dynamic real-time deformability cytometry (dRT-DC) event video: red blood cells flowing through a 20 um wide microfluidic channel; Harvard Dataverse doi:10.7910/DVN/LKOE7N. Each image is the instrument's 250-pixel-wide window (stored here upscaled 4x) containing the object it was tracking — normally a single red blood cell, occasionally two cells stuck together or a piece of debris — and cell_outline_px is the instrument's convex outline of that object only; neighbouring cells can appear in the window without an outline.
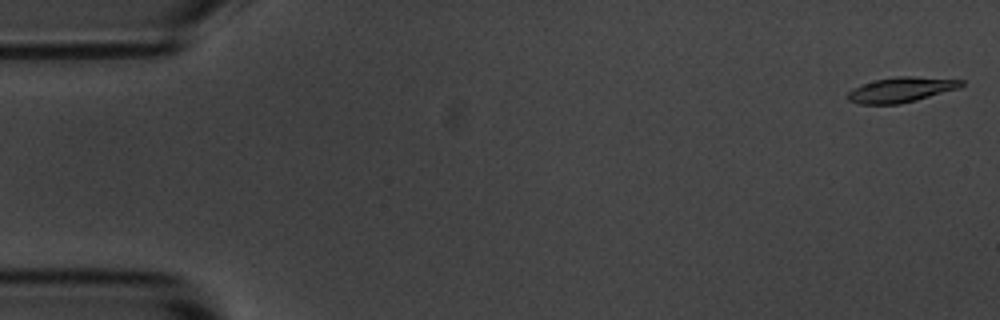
{"species": "common noctule bat (a hibernating species)", "species_latin": "Nyctalus noctula", "temperature_condition": "room temperature", "stored_images_in_passage": 55, "camera_frame_rate_fps": 3000, "um_per_image_px": 0.085, "animal": {"sex": "male", "body_mass_g": 20.1, "forearm_length_mm": 53.5}, "frame": {"image": 1, "passage_image": 1, "time_ms": 0.0, "image_size_px": [1000, 320], "cell_outline_px": [[964, 84], [960, 88], [916, 100], [900, 104], [860, 104], [848, 100], [848, 92], [852, 88], [876, 80], [896, 76], [912, 76], [964, 80]], "centroid_in_image_um": [76.62, 7.62], "position_along_channel_um": 8.4, "area_um2": 16.53}}
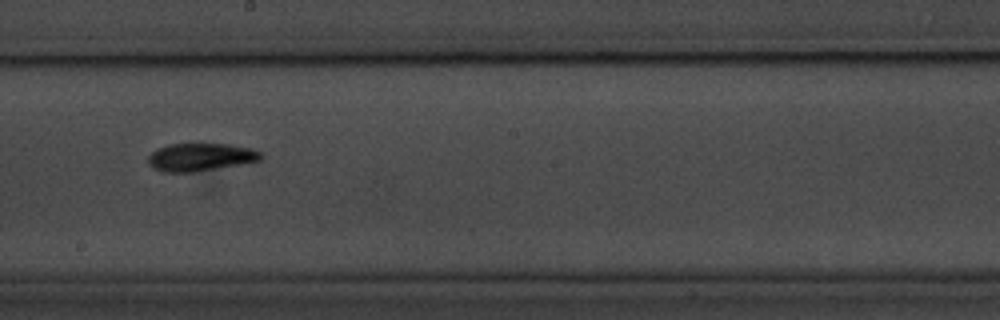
{"frame": {"image": 2, "passage_image": 30, "time_ms": 9.667, "image_size_px": [1000, 320], "cell_outline_px": [[264, 156], [260, 160], [240, 164], [196, 172], [164, 172], [152, 168], [148, 164], [148, 156], [156, 148], [172, 144], [228, 144], [252, 148], [260, 152]], "centroid_in_image_um": [17.02, 13.36], "position_along_channel_um": 231.2, "area_um2": 18.32}}
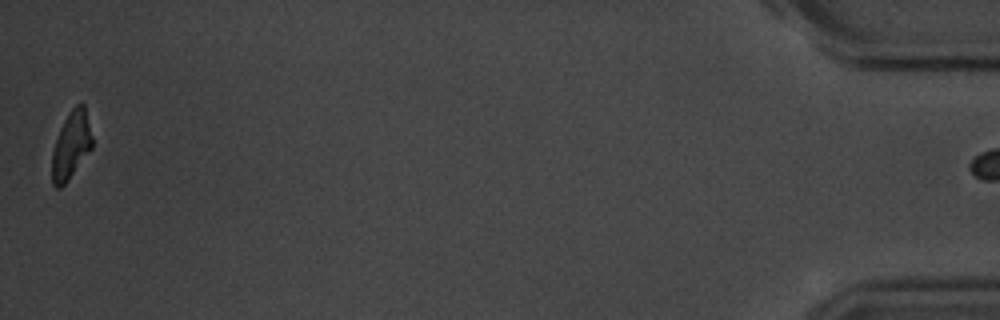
{"frame": {"image": 3, "passage_image": 54, "time_ms": 17.667, "image_size_px": [1000, 320], "cell_outline_px": [[92, 148], [68, 180], [60, 188], [56, 188], [52, 184], [52, 152], [60, 128], [64, 120], [72, 108], [76, 104], [84, 104], [92, 136]], "centroid_in_image_um": [6.04, 12.36], "position_along_channel_um": 429.2, "area_um2": 15.61}}